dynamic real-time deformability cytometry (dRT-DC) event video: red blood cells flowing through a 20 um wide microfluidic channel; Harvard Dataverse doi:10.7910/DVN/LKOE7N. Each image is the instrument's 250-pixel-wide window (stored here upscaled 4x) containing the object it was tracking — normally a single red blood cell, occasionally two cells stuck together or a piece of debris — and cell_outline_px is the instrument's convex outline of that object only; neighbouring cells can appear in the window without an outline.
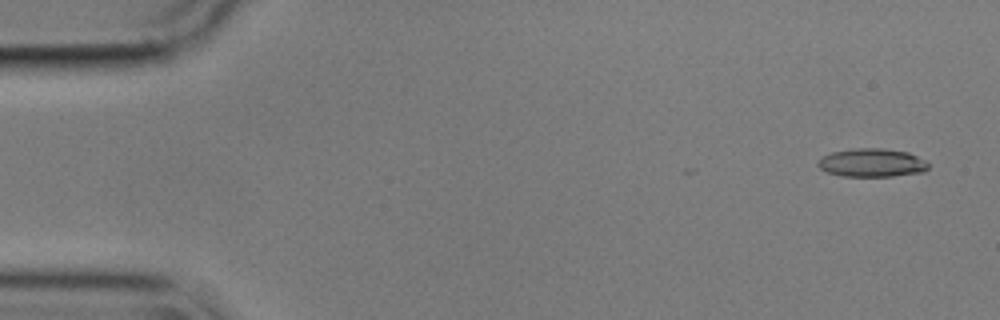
{"species": "common noctule bat (a hibernating species)", "species_latin": "Nyctalus noctula", "temperature_condition": "cold", "stored_images_in_passage": 56, "camera_frame_rate_fps": 3000, "um_per_image_px": 0.085, "animal": {"sex": "male", "body_mass_g": 17.9}, "frame": {"image": 1, "passage_image": 3, "time_ms": 0.667, "image_size_px": [1000, 320], "cell_outline_px": [[928, 168], [924, 172], [892, 176], [840, 176], [828, 172], [820, 168], [816, 164], [816, 160], [820, 156], [832, 152], [856, 148], [884, 148], [908, 152], [924, 160], [928, 164]], "centroid_in_image_um": [74.07, 13.83], "position_along_channel_um": 10.9, "area_um2": 18.38}}
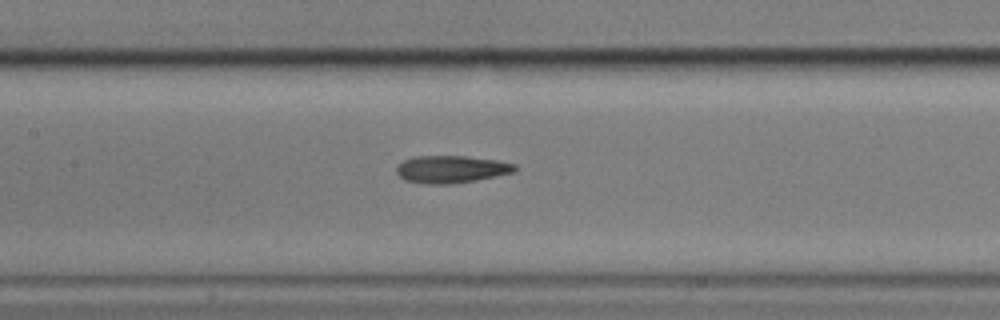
{"frame": {"image": 2, "passage_image": 26, "time_ms": 8.333, "image_size_px": [1000, 320], "cell_outline_px": [[516, 172], [476, 180], [452, 184], [428, 184], [404, 180], [396, 172], [396, 164], [404, 160], [416, 156], [464, 156], [496, 160], [516, 164]], "centroid_in_image_um": [38.34, 14.39], "position_along_channel_um": 169.1, "area_um2": 18.96}}
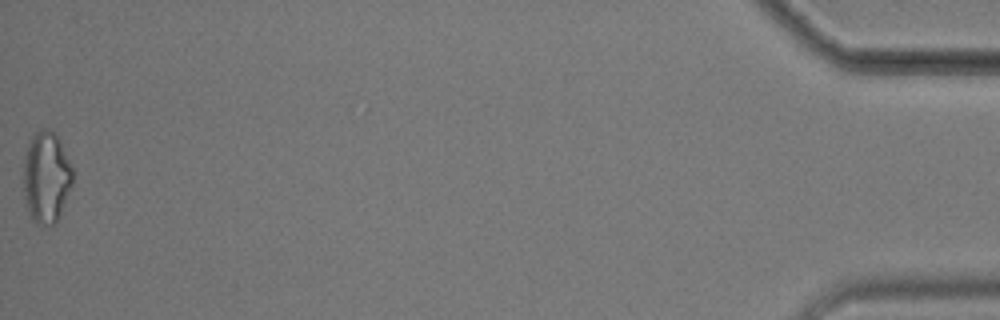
{"frame": {"image": 3, "passage_image": 56, "time_ms": 18.333, "image_size_px": [1000, 320], "cell_outline_px": [[72, 184], [56, 224], [36, 224], [32, 220], [24, 200], [24, 160], [28, 144], [36, 132], [44, 128], [48, 128], [56, 136], [72, 168]], "centroid_in_image_um": [3.92, 15.11], "position_along_channel_um": 431.3, "area_um2": 25.72}, "authors_computed_cell_mechanics": {"area_um2": 18.785, "velocity_mm_per_s": 3.5888, "shape_relaxation_time_tau1_ms": 6.315, "shape_relaxation_time_tau2_ms": 2.67, "deformation_change_tau1": 0.1752, "deformation_change_tau2": 0.1047}}